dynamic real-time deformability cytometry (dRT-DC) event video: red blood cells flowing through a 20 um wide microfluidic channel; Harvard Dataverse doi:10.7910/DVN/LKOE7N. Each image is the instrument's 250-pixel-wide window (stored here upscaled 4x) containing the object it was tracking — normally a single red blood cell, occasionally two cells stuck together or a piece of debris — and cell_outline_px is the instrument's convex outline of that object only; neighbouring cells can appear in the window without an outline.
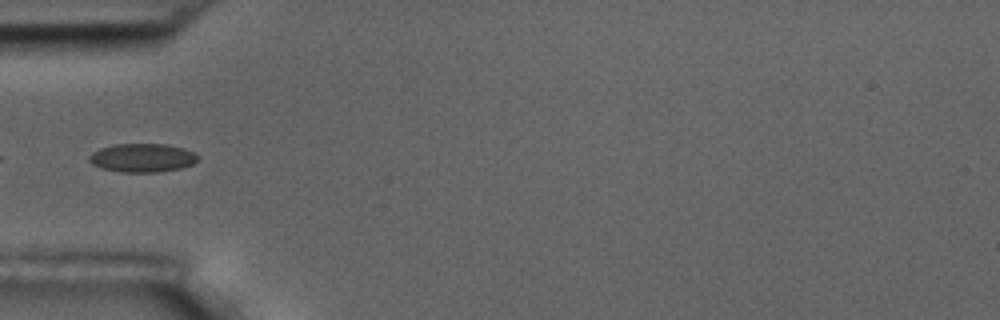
{"species": "common noctule bat (a hibernating species)", "species_latin": "Nyctalus noctula", "temperature_condition": "room temperature", "stored_images_in_passage": 15, "camera_frame_rate_fps": 3000, "um_per_image_px": 0.085, "animal": {"sex": "male", "body_mass_g": 17.5, "forearm_length_mm": 52.3}, "frame": {"image": 1, "passage_image": 5, "time_ms": 5.333, "image_size_px": [1000, 320], "cell_outline_px": [[196, 160], [192, 164], [180, 168], [156, 172], [120, 172], [100, 168], [92, 164], [88, 160], [88, 156], [92, 152], [100, 148], [112, 144], [164, 144], [184, 148], [192, 152], [196, 156]], "centroid_in_image_um": [12.02, 13.41], "position_along_channel_um": 73.0, "area_um2": 18.03}}
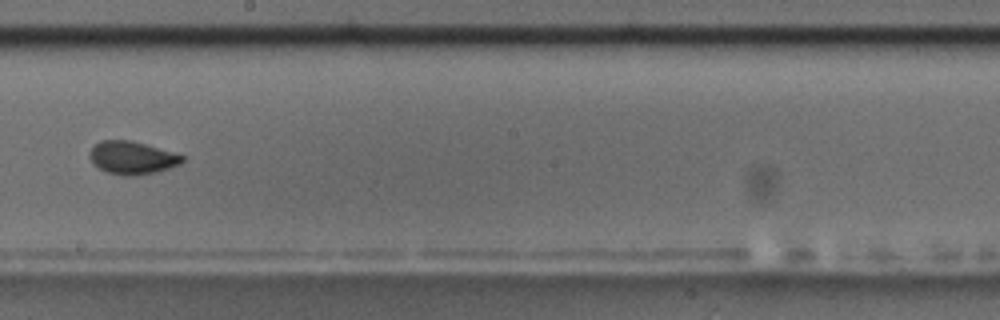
{"frame": {"image": 2, "passage_image": 9, "time_ms": 10.0, "image_size_px": [1000, 320], "cell_outline_px": [[184, 160], [180, 164], [168, 168], [136, 176], [124, 176], [108, 172], [100, 168], [88, 156], [88, 152], [100, 140], [132, 140], [184, 156]], "centroid_in_image_um": [11.21, 13.4], "position_along_channel_um": 237.0, "area_um2": 17.46}}
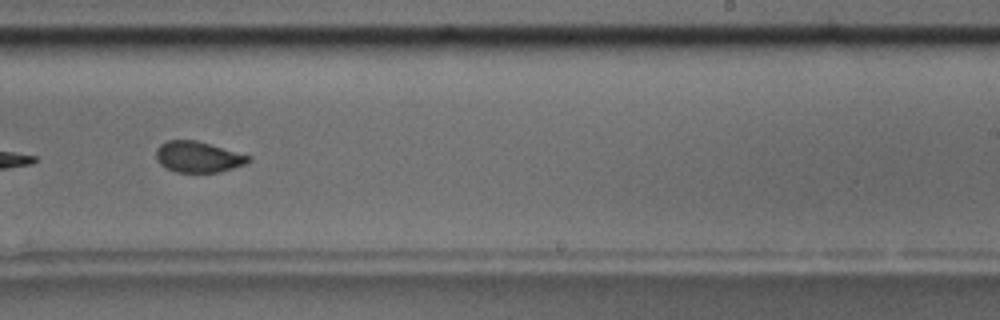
{"frame": {"image": 3, "passage_image": 10, "time_ms": 11.0, "image_size_px": [1000, 320], "cell_outline_px": [[252, 160], [244, 164], [220, 172], [176, 172], [160, 164], [156, 160], [156, 148], [160, 144], [168, 140], [196, 140], [252, 156]], "centroid_in_image_um": [16.84, 13.33], "position_along_channel_um": 272.2, "area_um2": 16.65}, "authors_computed_cell_mechanics": {"area_um2": 17.5134, "velocity_mm_per_s": 3.5239, "shape_relaxation_time_tau1_ms": null, "shape_relaxation_time_tau2_ms": 0.6937, "deformation_change_tau1": null, "deformation_change_tau2": 0.0618}}